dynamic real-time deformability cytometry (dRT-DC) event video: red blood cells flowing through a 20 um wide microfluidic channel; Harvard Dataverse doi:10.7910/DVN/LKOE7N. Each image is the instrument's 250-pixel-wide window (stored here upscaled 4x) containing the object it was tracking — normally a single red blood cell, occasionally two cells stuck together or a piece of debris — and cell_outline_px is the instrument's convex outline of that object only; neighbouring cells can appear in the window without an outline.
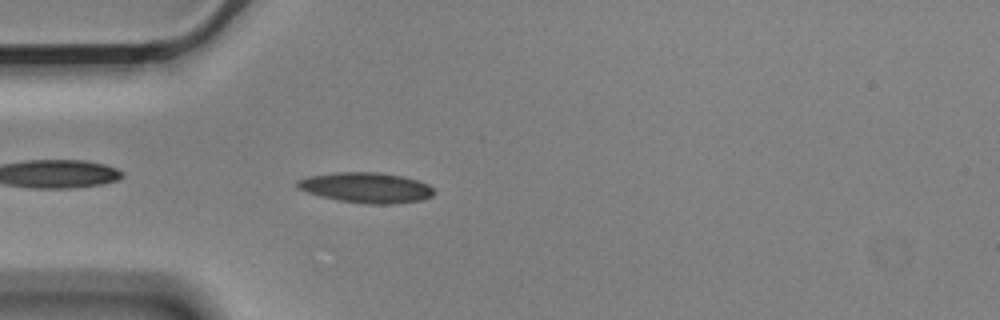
{"species": "Egyptian fruit bat (a non-hibernating species)", "species_latin": "Rousettus aegyptiacus", "temperature_condition": "cold", "stored_images_in_passage": 1, "camera_frame_rate_fps": 3000, "um_per_image_px": 0.085, "animal": {"sex": "male"}, "frame": {"image": 1, "passage_image": 1, "time_ms": 0.0, "image_size_px": [1000, 320], "cell_outline_px": [[436, 192], [432, 196], [420, 200], [392, 204], [364, 204], [340, 200], [320, 196], [296, 188], [296, 180], [308, 176], [336, 172], [376, 172], [404, 176], [428, 184]], "centroid_in_image_um": [31.11, 15.94], "position_along_channel_um": 53.9, "area_um2": 24.22}}